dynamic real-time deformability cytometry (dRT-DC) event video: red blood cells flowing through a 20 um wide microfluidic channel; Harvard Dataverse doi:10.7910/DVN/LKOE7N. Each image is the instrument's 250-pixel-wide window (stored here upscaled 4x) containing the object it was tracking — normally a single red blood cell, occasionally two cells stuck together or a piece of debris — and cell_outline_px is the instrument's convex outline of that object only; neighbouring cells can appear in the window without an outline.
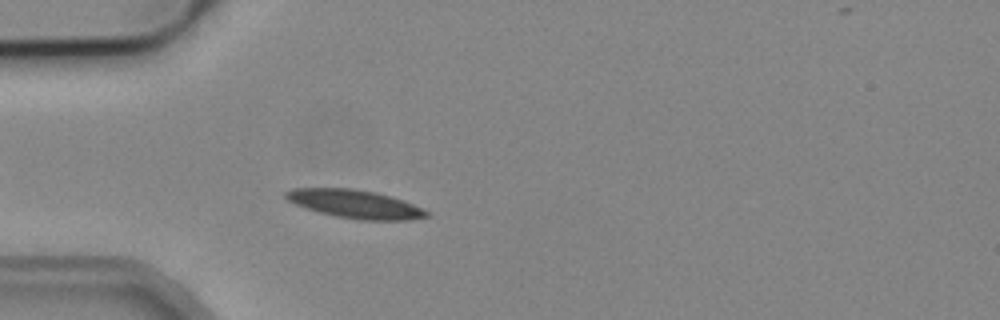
{"species": "common noctule bat (a hibernating species)", "species_latin": "Nyctalus noctula", "temperature_condition": "cold", "stored_images_in_passage": 4, "camera_frame_rate_fps": 3000, "um_per_image_px": 0.085, "animal": {"sex": "male", "body_mass_g": 19.2, "forearm_length_mm": 51.8}, "frame": {"image": 1, "passage_image": 3, "time_ms": 0.667, "image_size_px": [1000, 320], "cell_outline_px": [[428, 216], [408, 220], [360, 220], [336, 216], [320, 212], [296, 204], [288, 200], [284, 196], [284, 192], [292, 188], [352, 188], [376, 192], [392, 196], [404, 200], [428, 212]], "centroid_in_image_um": [30.17, 17.33], "position_along_channel_um": 54.8, "area_um2": 23.06}}